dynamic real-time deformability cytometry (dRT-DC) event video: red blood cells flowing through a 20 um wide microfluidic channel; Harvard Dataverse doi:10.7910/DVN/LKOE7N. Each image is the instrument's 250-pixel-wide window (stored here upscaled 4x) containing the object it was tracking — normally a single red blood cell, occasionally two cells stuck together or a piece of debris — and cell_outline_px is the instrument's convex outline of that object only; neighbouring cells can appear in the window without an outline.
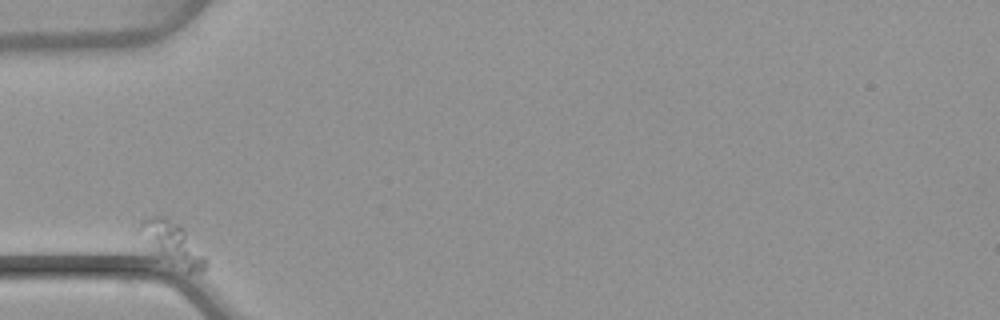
{"species": "common noctule bat (a hibernating species)", "species_latin": "Nyctalus noctula", "temperature_condition": "warm", "stored_images_in_passage": 37, "camera_frame_rate_fps": 3000, "um_per_image_px": 0.085, "animal": {"sex": "female", "body_mass_g": 22.7, "forearm_length_mm": 54.2}, "frame": {"image": 1, "passage_image": 1, "time_ms": 0.0, "image_size_px": [1000, 320], "cell_outline_px": [[208, 264], [204, 272], [188, 272], [156, 256], [152, 252], [140, 228], [140, 220], [152, 216], [160, 216], [184, 228], [208, 260]], "centroid_in_image_um": [14.71, 20.76], "position_along_channel_um": 70.3, "area_um2": 16.18}}
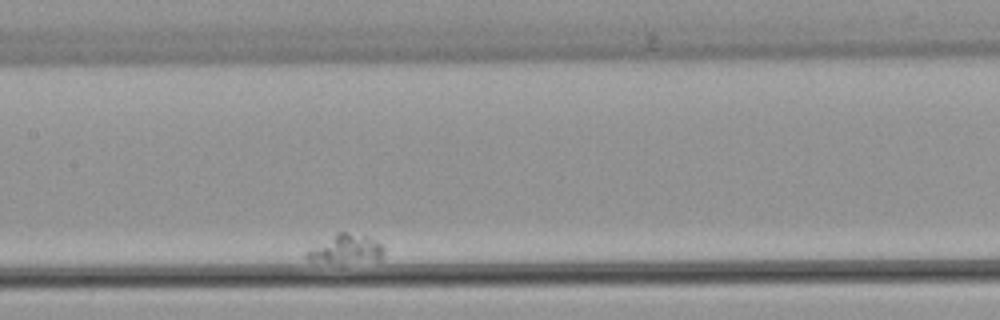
{"frame": {"image": 2, "passage_image": 16, "time_ms": 5.0, "image_size_px": [1000, 320], "cell_outline_px": [[384, 252], [380, 260], [308, 260], [304, 256], [304, 252], [336, 232], [348, 232], [364, 236], [380, 244], [384, 248]], "centroid_in_image_um": [29.38, 21.12], "position_along_channel_um": 178.0, "area_um2": 12.14}}
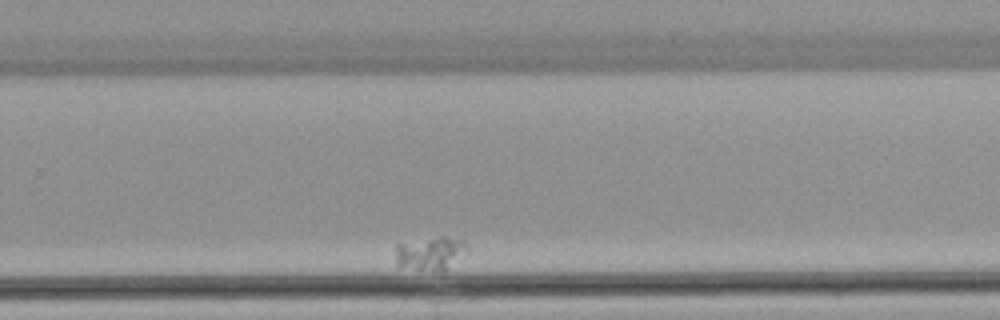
{"frame": {"image": 3, "passage_image": 30, "time_ms": 9.667, "image_size_px": [1000, 320], "cell_outline_px": [[468, 252], [444, 276], [396, 264], [396, 244], [440, 236], [444, 236], [460, 240], [468, 248]], "centroid_in_image_um": [36.66, 21.62], "position_along_channel_um": 293.1, "area_um2": 14.68}}